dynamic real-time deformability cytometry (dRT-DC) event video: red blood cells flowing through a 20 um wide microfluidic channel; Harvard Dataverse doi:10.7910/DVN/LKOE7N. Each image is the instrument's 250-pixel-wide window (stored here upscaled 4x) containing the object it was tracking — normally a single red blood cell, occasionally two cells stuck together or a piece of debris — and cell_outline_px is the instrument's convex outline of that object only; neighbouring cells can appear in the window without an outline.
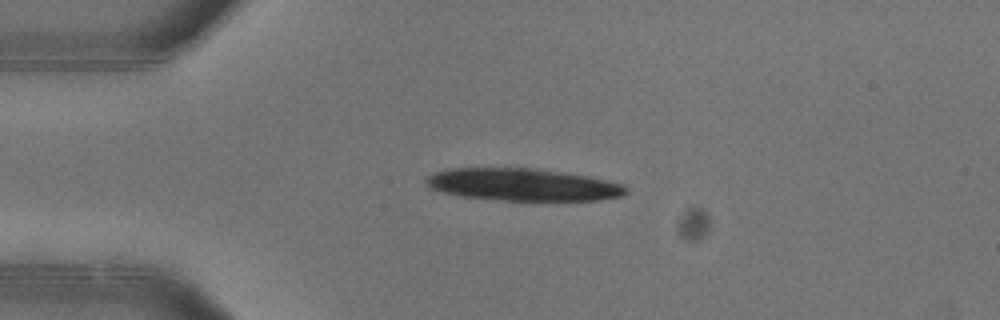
{"species": "common noctule bat (a hibernating species)", "species_latin": "Nyctalus noctula", "temperature_condition": "warm", "stored_images_in_passage": 40, "camera_frame_rate_fps": 3000, "um_per_image_px": 0.085, "animal": {"sex": "female"}, "frame": {"image": 1, "passage_image": 1, "time_ms": 0.0, "image_size_px": [1000, 320], "cell_outline_px": [[628, 192], [620, 196], [600, 200], [500, 200], [460, 196], [428, 188], [424, 180], [432, 172], [448, 168], [528, 168], [560, 172], [588, 176], [608, 180], [624, 184], [628, 188]], "centroid_in_image_um": [44.41, 15.69], "position_along_channel_um": 40.6, "area_um2": 37.69}, "authors_computed_cell_mechanics": {"area_um2": 27.7151, "velocity_mm_per_s": 3.9611, "shape_relaxation_time_tau1_ms": 0.7338, "shape_relaxation_time_tau2_ms": null, "deformation_change_tau1": 0.2805, "deformation_change_tau2": null}}